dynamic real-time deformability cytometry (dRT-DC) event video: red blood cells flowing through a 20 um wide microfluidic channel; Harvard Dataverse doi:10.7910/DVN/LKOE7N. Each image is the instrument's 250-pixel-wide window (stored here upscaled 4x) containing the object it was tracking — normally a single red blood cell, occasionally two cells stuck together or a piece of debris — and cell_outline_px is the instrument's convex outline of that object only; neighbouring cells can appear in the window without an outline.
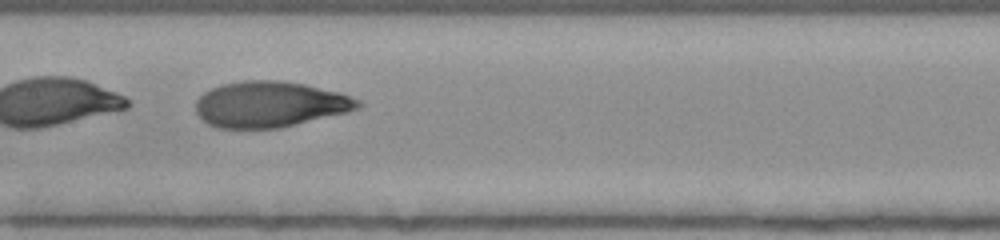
{"species": "human", "species_latin": "Homo sapiens", "temperature_condition": "room temperature", "stored_images_in_passage": 48, "camera_frame_rate_fps": 3000, "um_per_image_px": 0.085, "donor": {"sex": "female"}, "frame": {"image": 1, "passage_image": 22, "time_ms": 7.0, "image_size_px": [1000, 240], "cell_outline_px": [[364, 104], [360, 108], [348, 112], [280, 128], [216, 128], [208, 124], [196, 112], [196, 100], [204, 92], [212, 88], [224, 84], [244, 80], [280, 80], [304, 84], [336, 92], [360, 100]], "centroid_in_image_um": [22.95, 8.87], "position_along_channel_um": 184.5, "area_um2": 43.23}}
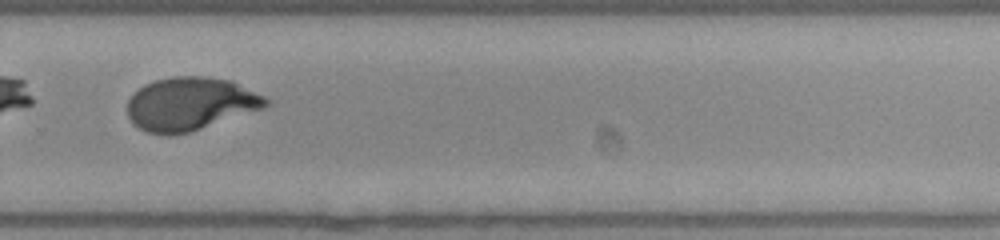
{"frame": {"image": 2, "passage_image": 32, "time_ms": 10.333, "image_size_px": [1000, 240], "cell_outline_px": [[272, 104], [264, 108], [188, 132], [168, 136], [148, 132], [132, 124], [128, 116], [128, 100], [144, 84], [156, 80], [172, 76], [208, 76], [232, 80], [272, 100]], "centroid_in_image_um": [16.2, 8.82], "position_along_channel_um": 313.6, "area_um2": 42.95}}
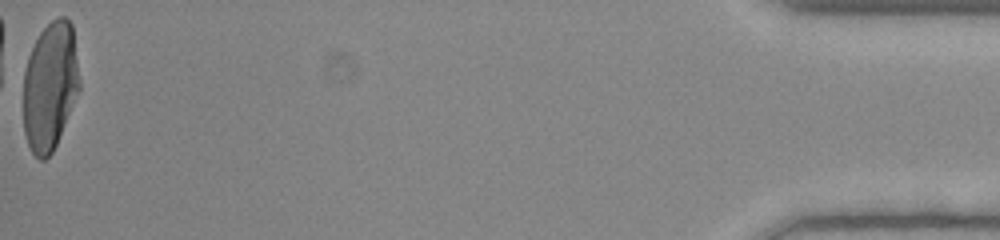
{"frame": {"image": 3, "passage_image": 48, "time_ms": 15.667, "image_size_px": [1000, 240], "cell_outline_px": [[80, 88], [56, 144], [52, 152], [44, 160], [40, 160], [32, 152], [28, 144], [24, 132], [24, 72], [28, 56], [40, 32], [52, 20], [60, 16], [64, 16], [72, 24], [80, 80]], "centroid_in_image_um": [4.25, 7.31], "position_along_channel_um": 430.9, "area_um2": 41.73}, "authors_computed_cell_mechanics": {"area_um2": 44.1014, "velocity_mm_per_s": 3.8868, "shape_relaxation_time_tau1_ms": 2.5077, "shape_relaxation_time_tau2_ms": 1.3399, "deformation_change_tau1": 0.3687, "deformation_change_tau2": 0.0595}}